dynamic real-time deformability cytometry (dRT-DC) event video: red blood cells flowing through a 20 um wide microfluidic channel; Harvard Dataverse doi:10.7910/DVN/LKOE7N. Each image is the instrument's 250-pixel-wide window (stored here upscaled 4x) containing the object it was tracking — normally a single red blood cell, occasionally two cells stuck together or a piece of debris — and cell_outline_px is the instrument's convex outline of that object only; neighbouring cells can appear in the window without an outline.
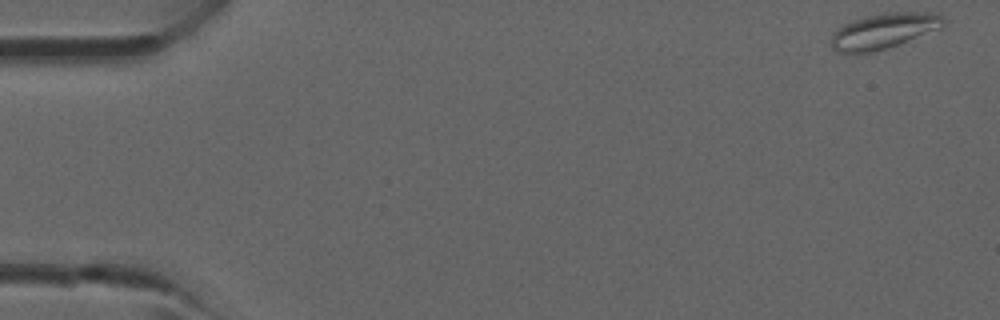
{"species": "common noctule bat (a hibernating species)", "species_latin": "Nyctalus noctula", "temperature_condition": "room temperature", "stored_images_in_passage": 40, "camera_frame_rate_fps": 3000, "um_per_image_px": 0.085, "animal": {"sex": "male", "forearm_length_mm": 52.5}, "frame": {"image": 1, "passage_image": 1, "time_ms": 0.0, "image_size_px": [1000, 320], "cell_outline_px": [[944, 24], [940, 28], [896, 44], [872, 52], [836, 52], [832, 48], [832, 36], [836, 28], [844, 24], [868, 16], [884, 12], [940, 12], [944, 20]], "centroid_in_image_um": [75.13, 2.6], "position_along_channel_um": 9.9, "area_um2": 22.66}}
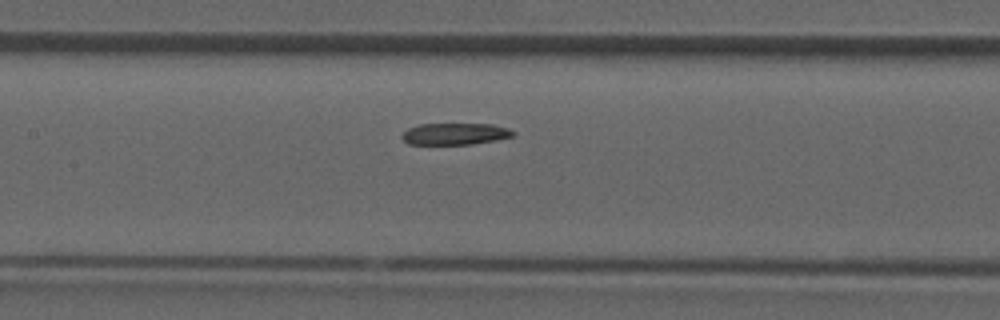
{"frame": {"image": 2, "passage_image": 19, "time_ms": 6.0, "image_size_px": [1000, 320], "cell_outline_px": [[516, 132], [512, 136], [496, 140], [472, 144], [408, 144], [400, 136], [408, 128], [420, 124], [492, 124], [508, 128]], "centroid_in_image_um": [38.67, 11.38], "position_along_channel_um": 168.7, "area_um2": 13.99}}
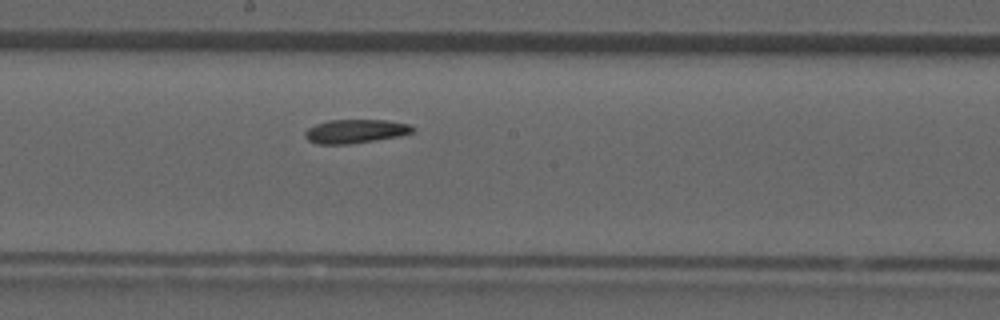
{"frame": {"image": 3, "passage_image": 22, "time_ms": 7.0, "image_size_px": [1000, 320], "cell_outline_px": [[416, 128], [412, 132], [400, 136], [348, 144], [316, 144], [308, 140], [304, 136], [304, 132], [308, 128], [316, 124], [328, 120], [384, 120], [408, 124]], "centroid_in_image_um": [30.18, 11.16], "position_along_channel_um": 218.0, "area_um2": 14.85}}